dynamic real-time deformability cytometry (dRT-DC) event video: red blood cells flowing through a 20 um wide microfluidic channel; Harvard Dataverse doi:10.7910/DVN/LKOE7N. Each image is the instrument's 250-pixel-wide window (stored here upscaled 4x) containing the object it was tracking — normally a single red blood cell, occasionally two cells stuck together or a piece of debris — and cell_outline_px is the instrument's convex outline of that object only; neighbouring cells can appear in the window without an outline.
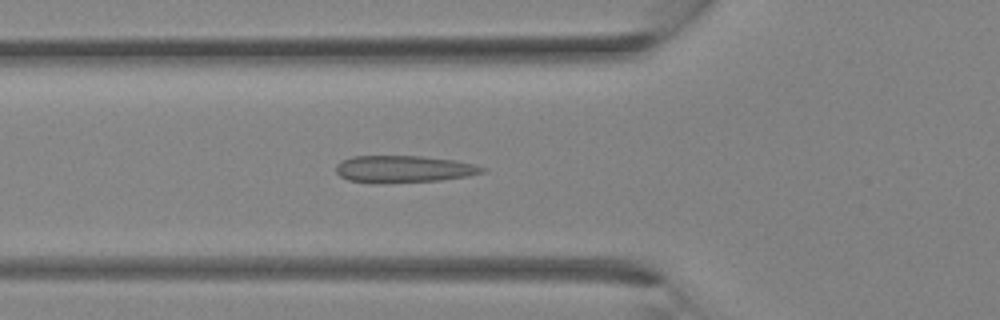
{"species": "Egyptian fruit bat (a non-hibernating species)", "species_latin": "Rousettus aegyptiacus", "temperature_condition": "room temperature", "stored_images_in_passage": 33, "camera_frame_rate_fps": 3000, "um_per_image_px": 0.085, "animal": {"sex": "female"}, "frame": {"image": 1, "passage_image": 12, "time_ms": 3.667, "image_size_px": [1000, 320], "cell_outline_px": [[488, 168], [484, 172], [468, 176], [440, 180], [376, 184], [348, 180], [340, 176], [336, 172], [336, 164], [340, 160], [352, 156], [420, 156], [452, 160], [472, 164]], "centroid_in_image_um": [34.25, 14.38], "position_along_channel_um": 91.5, "area_um2": 23.18}}
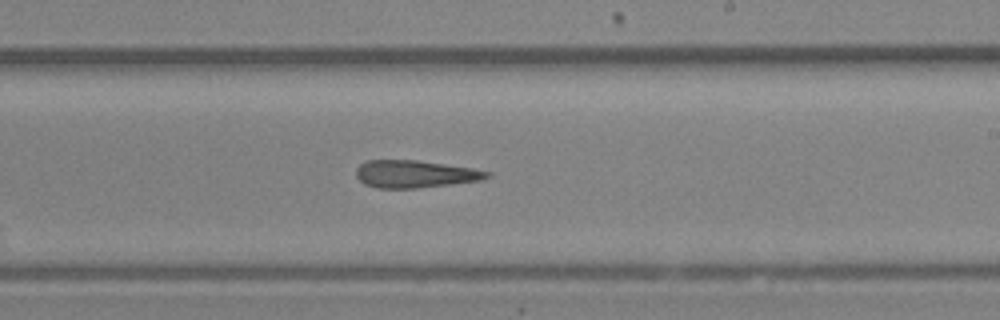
{"frame": {"image": 2, "passage_image": 20, "time_ms": 6.333, "image_size_px": [1000, 320], "cell_outline_px": [[492, 176], [480, 180], [416, 188], [376, 188], [364, 184], [356, 176], [356, 168], [360, 164], [368, 160], [416, 160], [472, 168], [492, 172]], "centroid_in_image_um": [35.25, 14.79], "position_along_channel_um": 253.7, "area_um2": 20.81}}
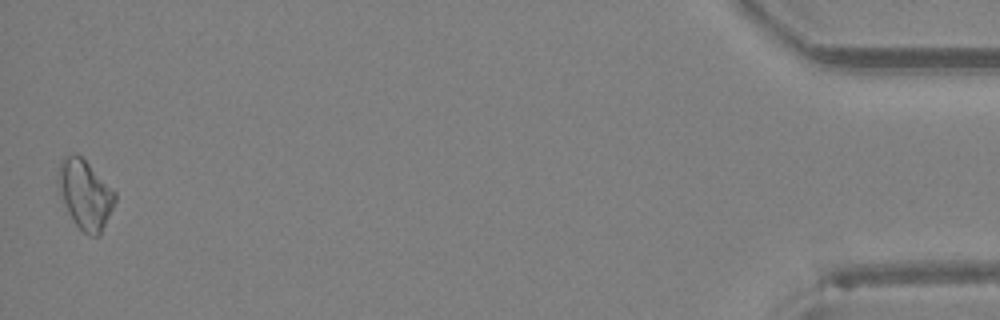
{"frame": {"image": 3, "passage_image": 33, "time_ms": 10.667, "image_size_px": [1000, 320], "cell_outline_px": [[116, 200], [100, 236], [88, 236], [72, 220], [68, 212], [56, 184], [56, 172], [60, 160], [64, 156], [72, 152], [76, 152], [116, 192]], "centroid_in_image_um": [7.2, 16.5], "position_along_channel_um": 428.0, "area_um2": 23.06}}